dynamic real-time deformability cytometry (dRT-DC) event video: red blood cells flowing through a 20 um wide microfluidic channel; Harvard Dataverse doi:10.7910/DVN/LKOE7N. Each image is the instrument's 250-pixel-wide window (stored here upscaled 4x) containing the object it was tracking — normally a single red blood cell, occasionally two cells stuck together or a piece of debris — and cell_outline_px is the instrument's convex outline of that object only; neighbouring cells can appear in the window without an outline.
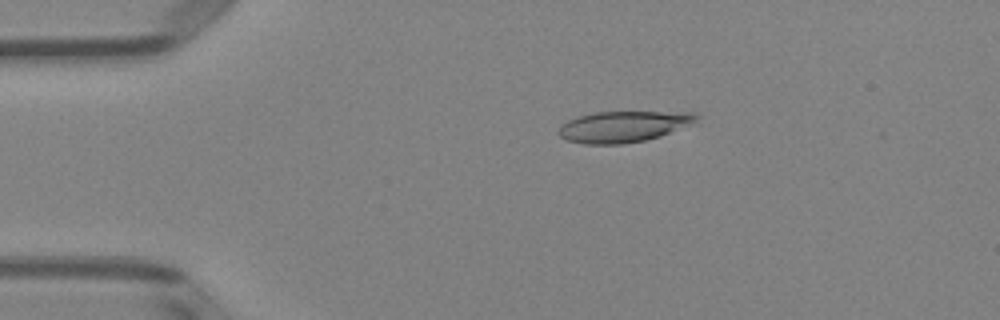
{"species": "Egyptian fruit bat (a non-hibernating species)", "species_latin": "Rousettus aegyptiacus", "temperature_condition": "room temperature", "stored_images_in_passage": 51, "camera_frame_rate_fps": 3000, "um_per_image_px": 0.085, "animal": {"sex": "female"}, "frame": {"image": 1, "passage_image": 10, "time_ms": 3.0, "image_size_px": [1000, 320], "cell_outline_px": [[700, 116], [696, 120], [660, 136], [644, 140], [624, 144], [584, 144], [568, 140], [560, 136], [556, 132], [560, 124], [576, 116], [596, 112], [692, 112]], "centroid_in_image_um": [52.89, 10.75], "position_along_channel_um": 32.1, "area_um2": 24.74}}
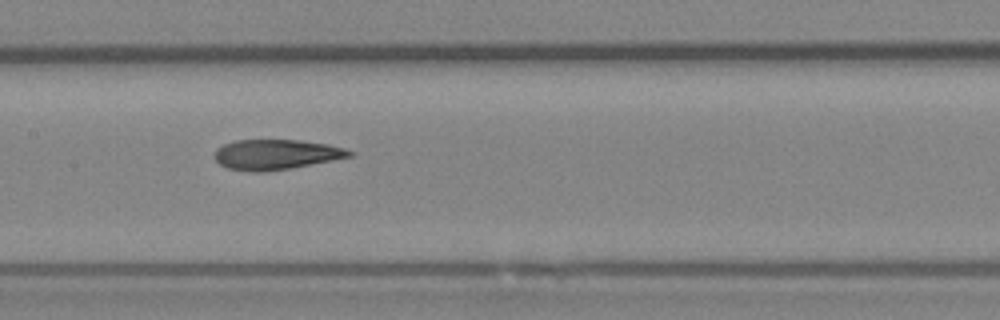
{"frame": {"image": 2, "passage_image": 25, "time_ms": 8.0, "image_size_px": [1000, 320], "cell_outline_px": [[356, 152], [352, 156], [332, 160], [288, 168], [264, 172], [248, 172], [228, 168], [220, 164], [216, 160], [216, 148], [224, 144], [236, 140], [300, 140], [328, 144], [344, 148]], "centroid_in_image_um": [23.47, 13.13], "position_along_channel_um": 183.9, "area_um2": 23.52}}
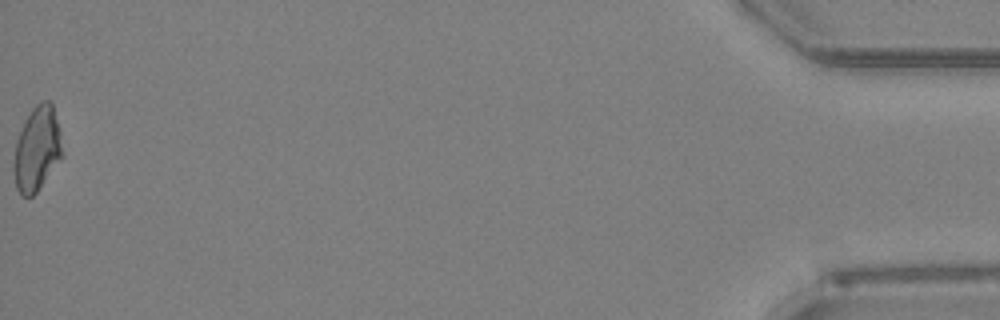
{"frame": {"image": 3, "passage_image": 51, "time_ms": 16.667, "image_size_px": [1000, 320], "cell_outline_px": [[64, 156], [36, 192], [32, 196], [20, 196], [16, 188], [12, 172], [12, 164], [16, 140], [24, 120], [32, 108], [40, 100], [52, 100], [60, 132]], "centroid_in_image_um": [3.13, 12.65], "position_along_channel_um": 432.1, "area_um2": 24.51}, "authors_computed_cell_mechanics": {"area_um2": 24.1604, "velocity_mm_per_s": 4.0128, "shape_relaxation_time_tau1_ms": null, "shape_relaxation_time_tau2_ms": 2.8672, "deformation_change_tau1": null, "deformation_change_tau2": 0.121}}